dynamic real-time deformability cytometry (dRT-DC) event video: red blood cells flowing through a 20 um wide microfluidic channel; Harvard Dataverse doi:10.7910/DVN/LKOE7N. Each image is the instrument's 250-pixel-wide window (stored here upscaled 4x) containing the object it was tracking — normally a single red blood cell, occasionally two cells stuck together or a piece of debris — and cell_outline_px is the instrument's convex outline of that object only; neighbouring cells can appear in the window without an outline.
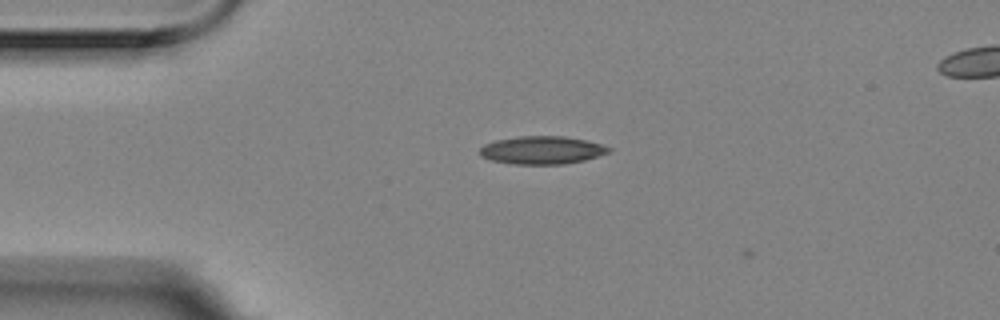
{"species": "Egyptian fruit bat (a non-hibernating species)", "species_latin": "Rousettus aegyptiacus", "temperature_condition": "room temperature", "stored_images_in_passage": 6, "camera_frame_rate_fps": 3000, "um_per_image_px": 0.085, "animal": {"sex": "female"}, "frame": {"image": 1, "passage_image": 4, "time_ms": 1.0, "image_size_px": [1000, 320], "cell_outline_px": [[612, 152], [584, 160], [564, 164], [516, 164], [492, 160], [480, 156], [480, 148], [484, 144], [496, 140], [520, 136], [564, 136], [584, 140], [600, 144], [612, 148]], "centroid_in_image_um": [46.08, 12.76], "position_along_channel_um": 38.9, "area_um2": 20.92}}
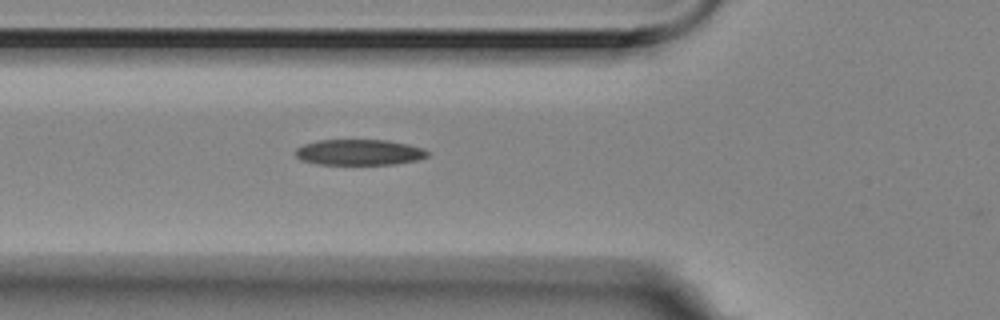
{"frame": {"image": 2, "passage_image": 6, "time_ms": 1.667, "image_size_px": [1000, 320], "cell_outline_px": [[428, 156], [416, 160], [396, 164], [316, 164], [300, 160], [296, 156], [296, 148], [304, 144], [320, 140], [388, 140], [408, 144], [420, 148], [428, 152]], "centroid_in_image_um": [30.5, 12.94], "position_along_channel_um": 95.3, "area_um2": 19.71}}